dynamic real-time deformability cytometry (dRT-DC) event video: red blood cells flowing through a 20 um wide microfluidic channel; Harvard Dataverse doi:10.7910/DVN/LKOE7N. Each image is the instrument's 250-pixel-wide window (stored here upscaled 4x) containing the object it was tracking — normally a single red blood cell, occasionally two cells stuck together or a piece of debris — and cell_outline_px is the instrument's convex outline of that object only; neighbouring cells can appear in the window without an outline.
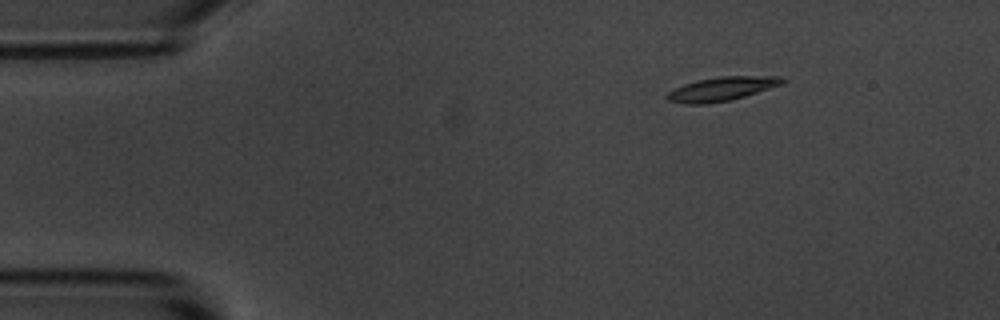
{"species": "common noctule bat (a hibernating species)", "species_latin": "Nyctalus noctula", "temperature_condition": "room temperature", "stored_images_in_passage": 6, "camera_frame_rate_fps": 3000, "um_per_image_px": 0.085, "animal": {"sex": "male", "body_mass_g": 20.1, "forearm_length_mm": 53.5}, "frame": {"image": 1, "passage_image": 3, "time_ms": 2.333, "image_size_px": [1000, 320], "cell_outline_px": [[788, 80], [780, 84], [744, 96], [728, 100], [708, 104], [684, 104], [668, 100], [664, 96], [668, 92], [684, 84], [696, 80], [720, 76], [780, 76]], "centroid_in_image_um": [61.3, 7.55], "position_along_channel_um": 23.7, "area_um2": 15.9}}
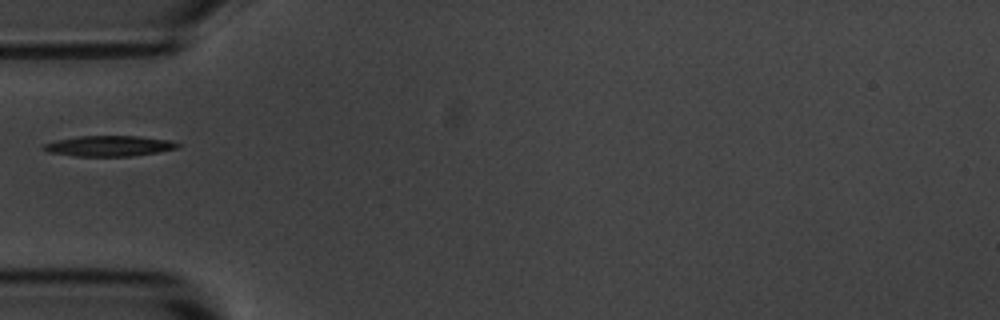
{"frame": {"image": 2, "passage_image": 5, "time_ms": 5.667, "image_size_px": [1000, 320], "cell_outline_px": [[180, 148], [132, 156], [76, 156], [48, 152], [44, 148], [44, 144], [56, 140], [80, 136], [140, 136], [172, 140], [180, 144]], "centroid_in_image_um": [9.34, 12.4], "position_along_channel_um": 75.7, "area_um2": 16.01}}